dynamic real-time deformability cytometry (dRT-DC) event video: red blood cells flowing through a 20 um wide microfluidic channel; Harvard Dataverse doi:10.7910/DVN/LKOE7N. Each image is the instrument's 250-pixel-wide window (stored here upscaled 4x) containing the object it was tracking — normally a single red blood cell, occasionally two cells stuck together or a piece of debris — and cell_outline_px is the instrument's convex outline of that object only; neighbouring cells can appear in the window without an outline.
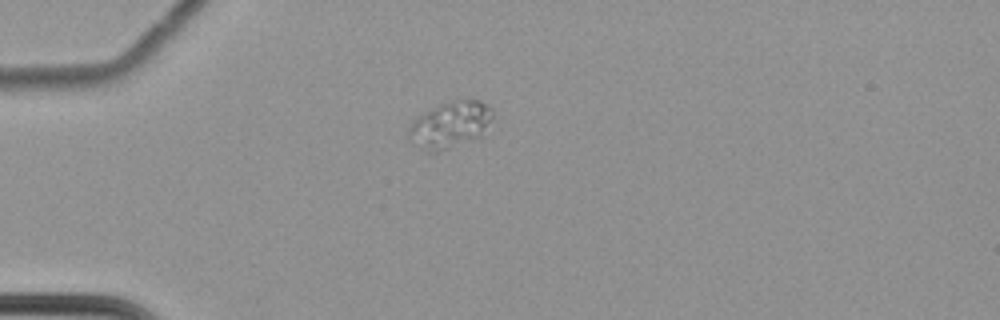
{"species": "common noctule bat (a hibernating species)", "species_latin": "Nyctalus noctula", "temperature_condition": "cold", "stored_images_in_passage": 44, "camera_frame_rate_fps": 3000, "um_per_image_px": 0.085, "animal": {"sex": "female", "body_mass_g": 22.7, "forearm_length_mm": 54.2}, "frame": {"image": 1, "passage_image": 1, "time_ms": 0.0, "image_size_px": [1000, 320], "cell_outline_px": [[492, 120], [484, 136], [436, 152], [428, 152], [420, 148], [408, 132], [408, 128], [412, 120], [416, 116], [440, 104], [460, 100], [480, 100], [488, 104], [492, 108]], "centroid_in_image_um": [38.32, 10.59], "position_along_channel_um": 46.7, "area_um2": 22.72}}
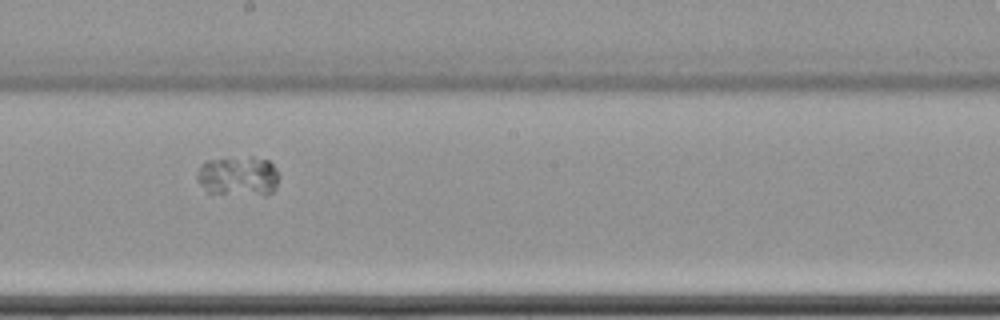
{"frame": {"image": 2, "passage_image": 19, "time_ms": 6.0, "image_size_px": [1000, 320], "cell_outline_px": [[280, 176], [276, 188], [272, 192], [264, 196], [208, 192], [196, 180], [196, 172], [200, 164], [208, 160], [252, 156], [268, 160], [276, 168]], "centroid_in_image_um": [20.28, 14.97], "position_along_channel_um": 227.9, "area_um2": 19.42}}
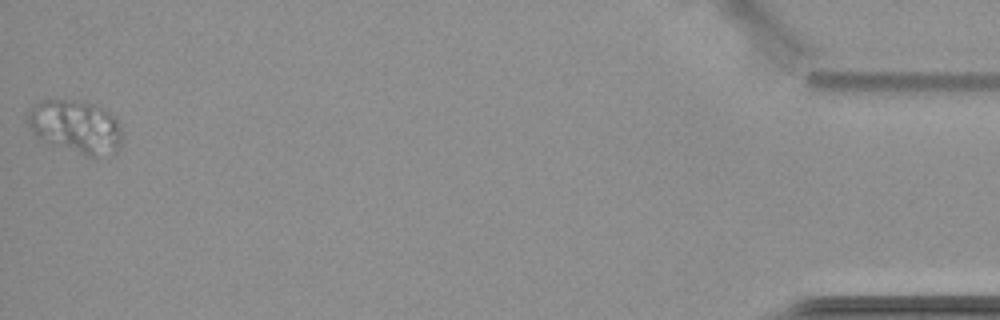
{"frame": {"image": 3, "passage_image": 44, "time_ms": 14.333, "image_size_px": [1000, 320], "cell_outline_px": [[124, 140], [120, 148], [116, 152], [96, 156], [84, 156], [48, 144], [40, 140], [28, 128], [28, 108], [32, 104], [40, 100], [80, 100], [96, 104], [104, 108], [116, 120], [120, 128]], "centroid_in_image_um": [6.41, 10.77], "position_along_channel_um": 428.8, "area_um2": 30.0}}